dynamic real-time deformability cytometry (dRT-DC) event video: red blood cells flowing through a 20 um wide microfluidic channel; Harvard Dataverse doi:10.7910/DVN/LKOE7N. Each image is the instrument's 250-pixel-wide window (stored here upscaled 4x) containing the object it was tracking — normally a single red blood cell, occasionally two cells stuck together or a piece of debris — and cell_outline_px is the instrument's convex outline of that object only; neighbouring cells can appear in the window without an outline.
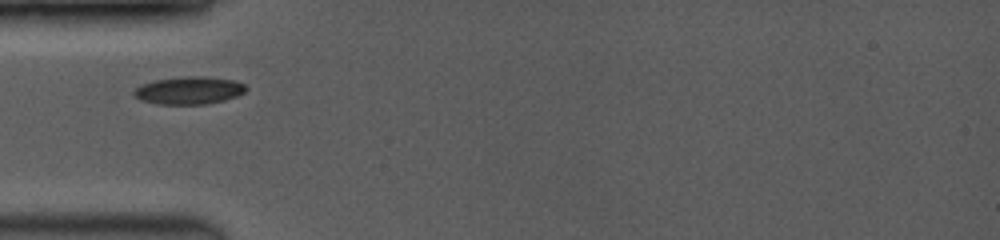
{"species": "common noctule bat (a hibernating species)", "species_latin": "Nyctalus noctula", "temperature_condition": "room temperature", "stored_images_in_passage": 21, "camera_frame_rate_fps": 3500, "um_per_image_px": 0.085, "animal": {"sex": "female", "body_mass_g": 19.0, "forearm_length_mm": 53.3}, "frame": {"image": 1, "passage_image": 1, "time_ms": 0.0, "image_size_px": [1000, 240], "cell_outline_px": [[248, 88], [244, 92], [236, 96], [224, 100], [204, 104], [156, 104], [140, 100], [132, 92], [140, 84], [156, 80], [184, 76], [204, 76], [232, 80], [244, 84]], "centroid_in_image_um": [16.04, 7.68], "position_along_channel_um": 69.0, "area_um2": 17.98}}
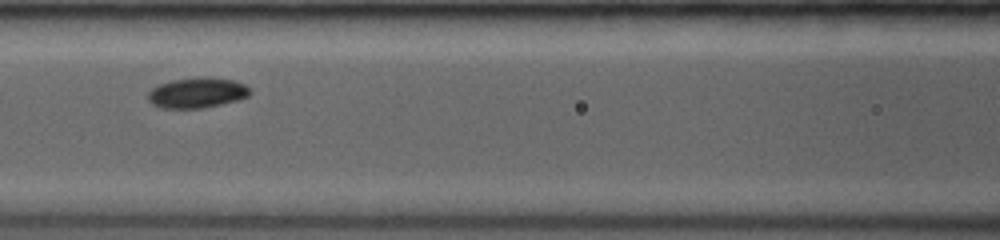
{"frame": {"image": 2, "passage_image": 6, "time_ms": 2.0, "image_size_px": [1000, 240], "cell_outline_px": [[252, 92], [248, 96], [240, 100], [204, 108], [164, 108], [152, 104], [148, 100], [148, 92], [152, 88], [160, 84], [172, 80], [204, 76], [208, 76], [232, 80], [244, 84], [252, 88]], "centroid_in_image_um": [16.8, 7.88], "position_along_channel_um": 149.8, "area_um2": 18.26}}
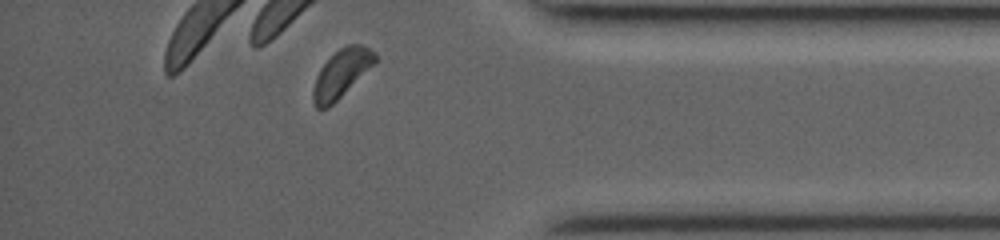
{"frame": {"image": 3, "passage_image": 18, "time_ms": 8.571, "image_size_px": [1000, 240], "cell_outline_px": [[376, 60], [328, 108], [316, 108], [312, 100], [312, 88], [316, 76], [320, 68], [340, 48], [348, 44], [360, 44], [368, 48], [376, 56]], "centroid_in_image_um": [28.94, 6.25], "position_along_channel_um": 406.3, "area_um2": 16.53}}